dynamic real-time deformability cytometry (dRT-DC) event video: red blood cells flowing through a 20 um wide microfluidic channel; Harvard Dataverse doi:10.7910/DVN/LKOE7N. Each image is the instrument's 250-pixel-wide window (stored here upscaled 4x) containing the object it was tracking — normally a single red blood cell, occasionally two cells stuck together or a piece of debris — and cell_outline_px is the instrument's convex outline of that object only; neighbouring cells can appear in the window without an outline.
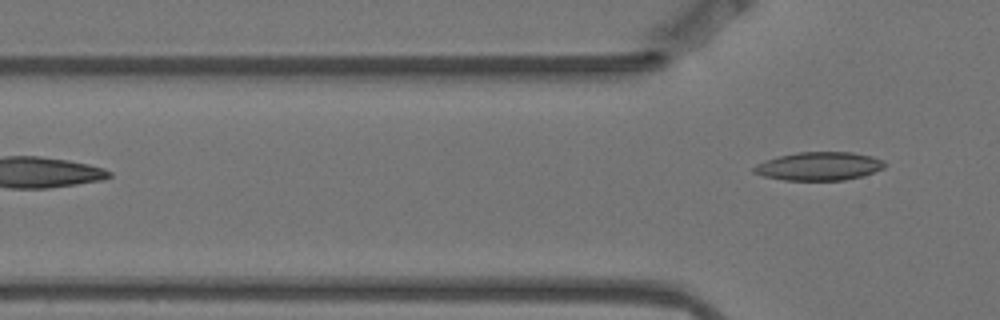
{"species": "Egyptian fruit bat (a non-hibernating species)", "species_latin": "Rousettus aegyptiacus", "temperature_condition": "warm", "stored_images_in_passage": 4, "camera_frame_rate_fps": 3000, "um_per_image_px": 0.085, "animal": {"sex": "female"}, "frame": {"image": 1, "passage_image": 4, "time_ms": 1.0, "image_size_px": [1000, 320], "cell_outline_px": [[888, 164], [884, 168], [860, 176], [844, 180], [784, 180], [764, 176], [752, 172], [752, 168], [756, 164], [764, 160], [796, 152], [852, 152], [872, 156], [884, 160]], "centroid_in_image_um": [69.61, 14.12], "position_along_channel_um": 56.2, "area_um2": 21.68}}